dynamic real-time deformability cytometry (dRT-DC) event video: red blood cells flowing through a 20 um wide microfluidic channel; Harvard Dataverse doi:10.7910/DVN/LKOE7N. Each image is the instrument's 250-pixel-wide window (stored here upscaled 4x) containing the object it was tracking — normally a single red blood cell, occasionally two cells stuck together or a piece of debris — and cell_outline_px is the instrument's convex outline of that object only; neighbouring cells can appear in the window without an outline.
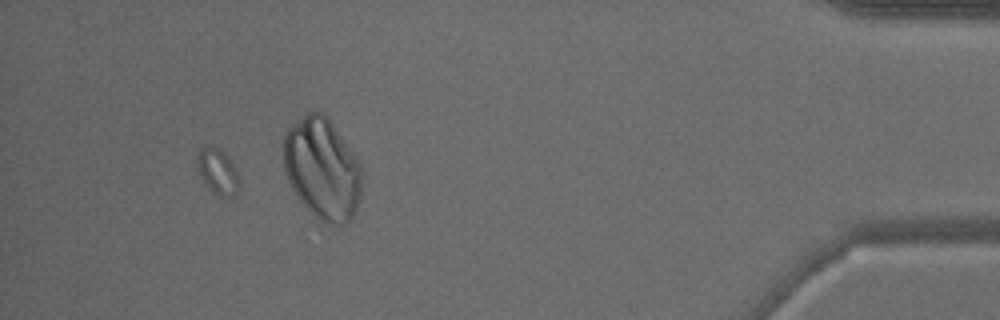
{"species": "common noctule bat (a hibernating species)", "species_latin": "Nyctalus noctula", "temperature_condition": "warm", "stored_images_in_passage": 46, "camera_frame_rate_fps": 3000, "um_per_image_px": 0.085, "animal": {"sex": "male", "body_mass_g": 15.6}, "frame": {"image": 1, "passage_image": 42, "time_ms": 13.667, "image_size_px": [1000, 320], "cell_outline_px": [[236, 192], [232, 196], [220, 196], [212, 192], [204, 184], [196, 172], [196, 156], [200, 148], [212, 144], [220, 148], [232, 160], [236, 168]], "centroid_in_image_um": [18.41, 14.5], "position_along_channel_um": 416.8, "area_um2": 11.39}}